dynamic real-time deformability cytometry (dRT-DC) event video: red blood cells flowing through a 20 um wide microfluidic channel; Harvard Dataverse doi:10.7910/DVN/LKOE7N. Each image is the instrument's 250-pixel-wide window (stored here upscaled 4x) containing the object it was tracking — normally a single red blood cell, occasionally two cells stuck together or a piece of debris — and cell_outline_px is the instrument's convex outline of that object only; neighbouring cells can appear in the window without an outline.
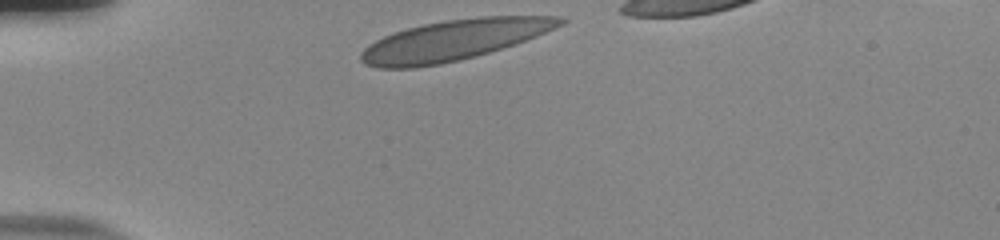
{"species": "human", "species_latin": "Homo sapiens", "temperature_condition": "room temperature", "stored_images_in_passage": 31, "camera_frame_rate_fps": 3000, "um_per_image_px": 0.085, "donor": {"sex": "male"}, "frame": {"image": 1, "passage_image": 1, "time_ms": 0.0, "image_size_px": [1000, 240], "cell_outline_px": [[568, 20], [564, 24], [536, 36], [488, 52], [460, 60], [440, 64], [416, 68], [376, 68], [364, 64], [360, 60], [360, 52], [368, 44], [384, 36], [408, 28], [424, 24], [444, 20], [480, 16], [560, 16]], "centroid_in_image_um": [38.53, 3.41], "position_along_channel_um": 46.5, "area_um2": 46.76}}
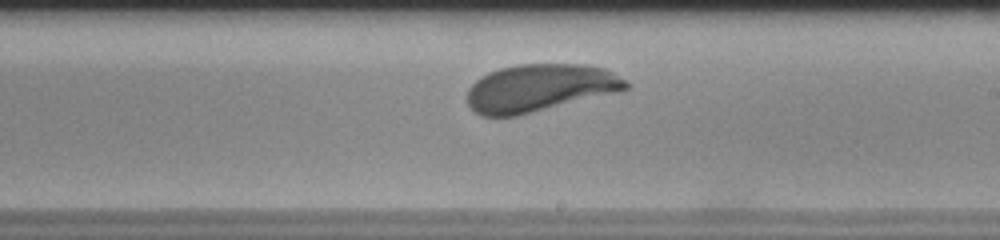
{"frame": {"image": 2, "passage_image": 19, "time_ms": 6.0, "image_size_px": [1000, 240], "cell_outline_px": [[632, 84], [628, 88], [620, 92], [516, 116], [480, 116], [468, 104], [468, 88], [480, 76], [488, 72], [500, 68], [516, 64], [584, 64], [604, 68], [612, 72]], "centroid_in_image_um": [45.9, 7.47], "position_along_channel_um": 243.1, "area_um2": 44.16}}
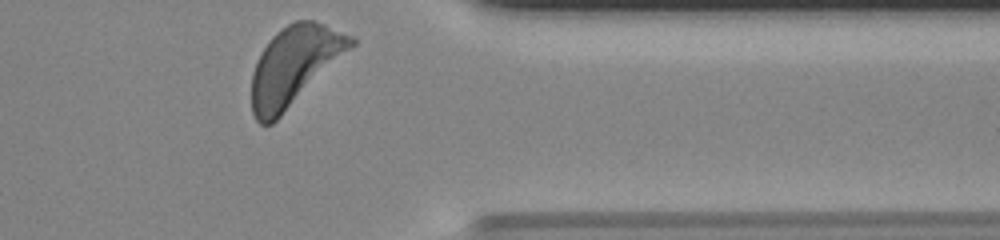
{"frame": {"image": 3, "passage_image": 31, "time_ms": 10.0, "image_size_px": [1000, 240], "cell_outline_px": [[356, 44], [272, 124], [260, 124], [256, 120], [252, 112], [252, 72], [264, 48], [272, 36], [280, 28], [296, 20], [312, 20], [324, 24], [352, 36], [356, 40]], "centroid_in_image_um": [25.02, 5.57], "position_along_channel_um": 386.4, "area_um2": 44.97}, "authors_computed_cell_mechanics": {"area_um2": 44.217, "velocity_mm_per_s": 3.7818, "shape_relaxation_time_tau1_ms": 3.4166, "shape_relaxation_time_tau2_ms": null, "deformation_change_tau1": 0.1583, "deformation_change_tau2": null}}